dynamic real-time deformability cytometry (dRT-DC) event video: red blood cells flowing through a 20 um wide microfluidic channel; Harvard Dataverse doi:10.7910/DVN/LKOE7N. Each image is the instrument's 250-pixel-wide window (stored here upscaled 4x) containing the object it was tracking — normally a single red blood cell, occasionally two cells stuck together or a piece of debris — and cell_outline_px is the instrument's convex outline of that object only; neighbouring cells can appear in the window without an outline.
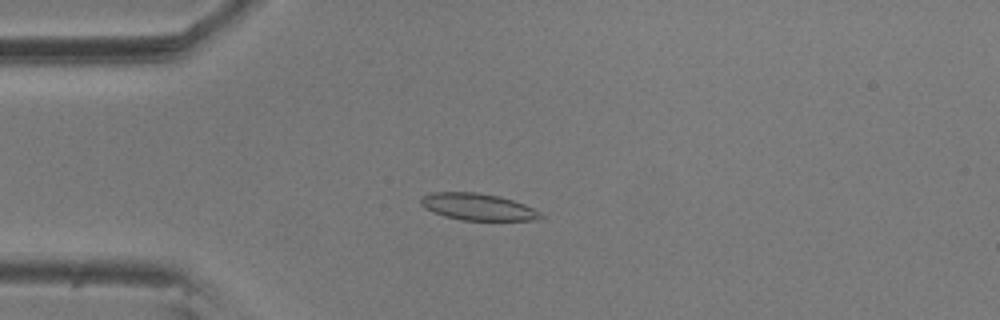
{"species": "common noctule bat (a hibernating species)", "species_latin": "Nyctalus noctula", "temperature_condition": "room temperature", "stored_images_in_passage": 55, "camera_frame_rate_fps": 3000, "um_per_image_px": 0.085, "animal": {"sex": "male", "body_mass_g": 20.5, "forearm_length_mm": 52.5}, "frame": {"image": 1, "passage_image": 13, "time_ms": 4.0, "image_size_px": [1000, 320], "cell_outline_px": [[544, 216], [536, 220], [460, 220], [444, 216], [432, 212], [424, 208], [420, 204], [420, 200], [424, 196], [432, 192], [476, 192], [500, 196], [524, 204], [540, 212]], "centroid_in_image_um": [40.59, 17.58], "position_along_channel_um": 44.4, "area_um2": 18.73}}
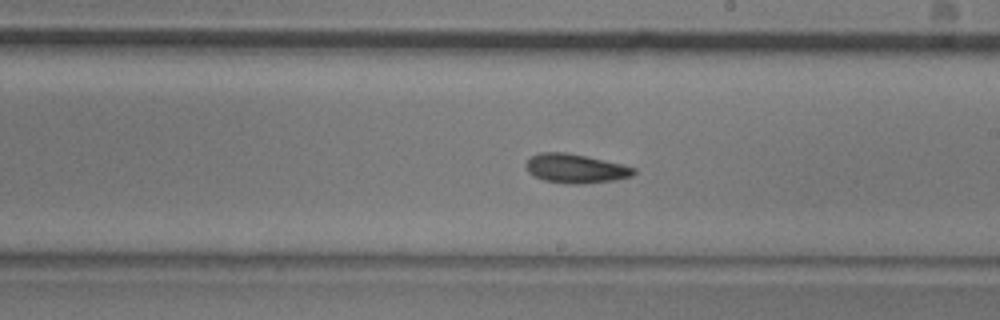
{"frame": {"image": 2, "passage_image": 31, "time_ms": 10.0, "image_size_px": [1000, 320], "cell_outline_px": [[636, 172], [632, 176], [616, 180], [584, 184], [568, 184], [544, 180], [532, 176], [528, 172], [524, 164], [532, 156], [540, 152], [564, 152], [584, 156], [620, 164], [636, 168]], "centroid_in_image_um": [48.9, 14.34], "position_along_channel_um": 240.1, "area_um2": 18.26}}
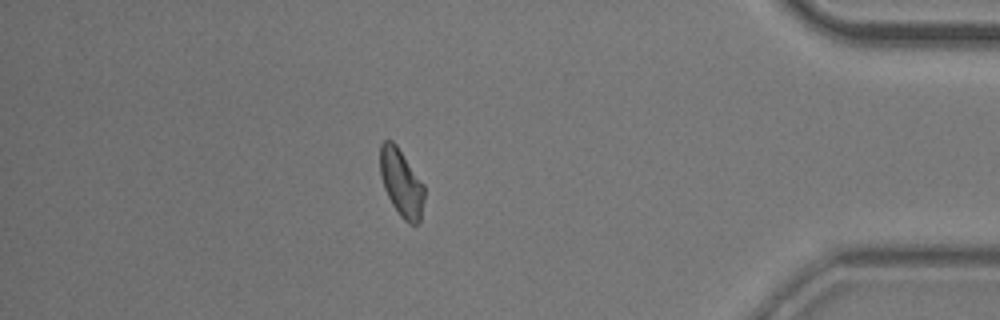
{"frame": {"image": 3, "passage_image": 48, "time_ms": 15.667, "image_size_px": [1000, 320], "cell_outline_px": [[424, 200], [420, 220], [416, 224], [408, 224], [400, 216], [392, 204], [384, 188], [380, 176], [380, 144], [384, 140], [392, 140], [396, 144], [424, 184]], "centroid_in_image_um": [34.11, 15.54], "position_along_channel_um": 401.1, "area_um2": 17.4}, "authors_computed_cell_mechanics": {"area_um2": 18.0336, "velocity_mm_per_s": 3.558, "shape_relaxation_time_tau1_ms": 7.5933, "shape_relaxation_time_tau2_ms": 4.7616, "deformation_change_tau1": 0.1533, "deformation_change_tau2": 0.1085}}